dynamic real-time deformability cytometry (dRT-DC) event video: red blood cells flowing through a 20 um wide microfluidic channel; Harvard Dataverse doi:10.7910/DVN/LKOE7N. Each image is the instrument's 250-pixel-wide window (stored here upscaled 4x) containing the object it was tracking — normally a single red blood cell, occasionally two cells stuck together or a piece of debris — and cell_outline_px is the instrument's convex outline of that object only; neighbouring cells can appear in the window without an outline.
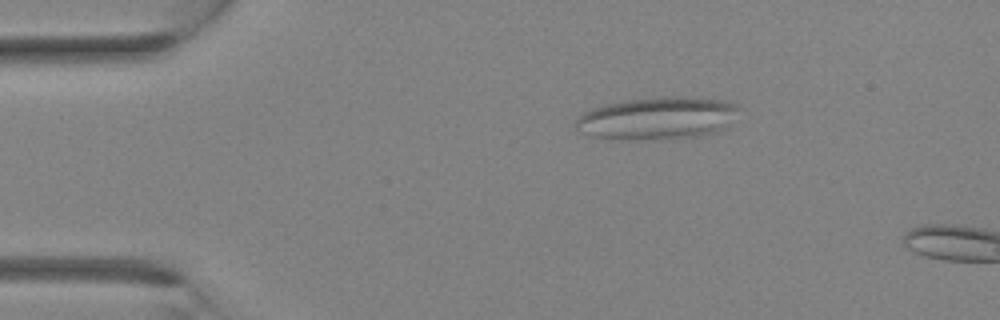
{"species": "Egyptian fruit bat (a non-hibernating species)", "species_latin": "Rousettus aegyptiacus", "temperature_condition": "room temperature", "stored_images_in_passage": 8, "camera_frame_rate_fps": 3000, "um_per_image_px": 0.085, "animal": {"sex": "female"}, "frame": {"image": 1, "passage_image": 6, "time_ms": 1.667, "image_size_px": [1000, 320], "cell_outline_px": [[740, 108], [724, 128], [716, 132], [696, 136], [588, 136], [576, 132], [576, 120], [584, 112], [592, 108], [604, 104], [628, 100], [664, 96], [688, 96], [720, 100], [736, 104]], "centroid_in_image_um": [55.88, 9.97], "position_along_channel_um": 29.1, "area_um2": 38.67}}